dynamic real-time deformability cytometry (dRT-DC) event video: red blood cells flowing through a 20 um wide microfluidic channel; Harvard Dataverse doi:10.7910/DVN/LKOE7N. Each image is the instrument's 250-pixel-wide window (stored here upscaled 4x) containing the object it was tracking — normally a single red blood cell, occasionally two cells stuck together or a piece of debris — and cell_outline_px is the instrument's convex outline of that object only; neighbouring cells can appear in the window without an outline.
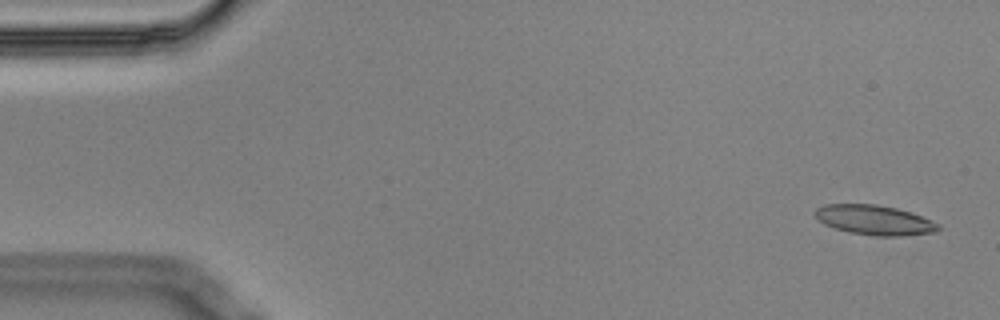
{"species": "Egyptian fruit bat (a non-hibernating species)", "species_latin": "Rousettus aegyptiacus", "temperature_condition": "cold", "stored_images_in_passage": 4, "camera_frame_rate_fps": 3000, "um_per_image_px": 0.085, "animal": {"sex": "male"}, "frame": {"image": 1, "passage_image": 1, "time_ms": 0.0, "image_size_px": [1000, 320], "cell_outline_px": [[940, 228], [936, 232], [900, 236], [876, 236], [848, 232], [824, 224], [816, 216], [816, 208], [824, 204], [876, 204], [896, 208], [912, 212], [932, 220], [940, 224]], "centroid_in_image_um": [74.37, 18.7], "position_along_channel_um": 10.6, "area_um2": 21.39}}
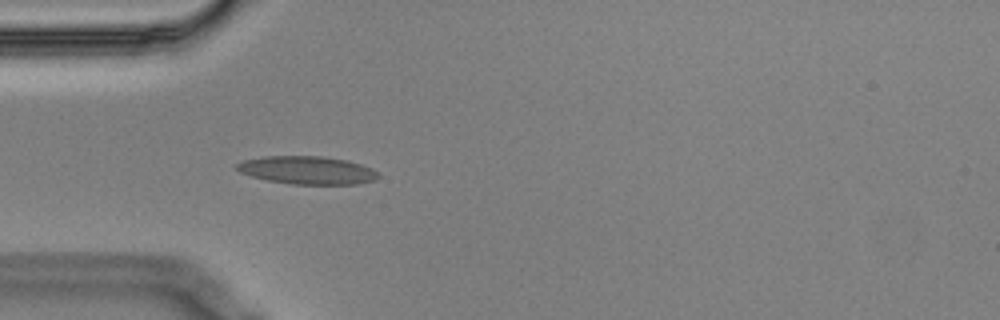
{"frame": {"image": 2, "passage_image": 4, "time_ms": 1.0, "image_size_px": [1000, 320], "cell_outline_px": [[380, 176], [376, 180], [356, 184], [292, 184], [268, 180], [252, 176], [240, 172], [236, 168], [236, 164], [244, 160], [264, 156], [320, 156], [348, 160], [372, 168]], "centroid_in_image_um": [26.13, 14.46], "position_along_channel_um": 58.9, "area_um2": 23.0}}